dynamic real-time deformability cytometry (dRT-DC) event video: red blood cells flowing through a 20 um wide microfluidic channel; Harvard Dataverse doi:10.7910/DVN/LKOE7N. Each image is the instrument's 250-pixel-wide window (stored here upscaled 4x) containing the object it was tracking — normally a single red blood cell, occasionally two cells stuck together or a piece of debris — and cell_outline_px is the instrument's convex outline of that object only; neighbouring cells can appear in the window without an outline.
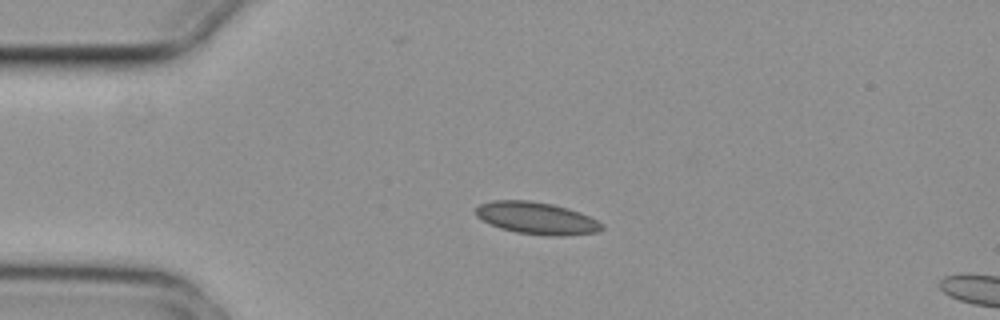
{"species": "common noctule bat (a hibernating species)", "species_latin": "Nyctalus noctula", "temperature_condition": "cold", "stored_images_in_passage": 4, "camera_frame_rate_fps": 3000, "um_per_image_px": 0.085, "animal": {"sex": "female", "body_mass_g": 29.2, "forearm_length_mm": 56.3}, "frame": {"image": 1, "passage_image": 3, "time_ms": 0.667, "image_size_px": [1000, 320], "cell_outline_px": [[604, 228], [600, 232], [564, 236], [544, 236], [516, 232], [500, 228], [480, 220], [476, 216], [476, 208], [480, 204], [492, 200], [528, 200], [552, 204], [568, 208], [580, 212], [604, 224]], "centroid_in_image_um": [45.62, 18.55], "position_along_channel_um": 39.4, "area_um2": 23.87}}